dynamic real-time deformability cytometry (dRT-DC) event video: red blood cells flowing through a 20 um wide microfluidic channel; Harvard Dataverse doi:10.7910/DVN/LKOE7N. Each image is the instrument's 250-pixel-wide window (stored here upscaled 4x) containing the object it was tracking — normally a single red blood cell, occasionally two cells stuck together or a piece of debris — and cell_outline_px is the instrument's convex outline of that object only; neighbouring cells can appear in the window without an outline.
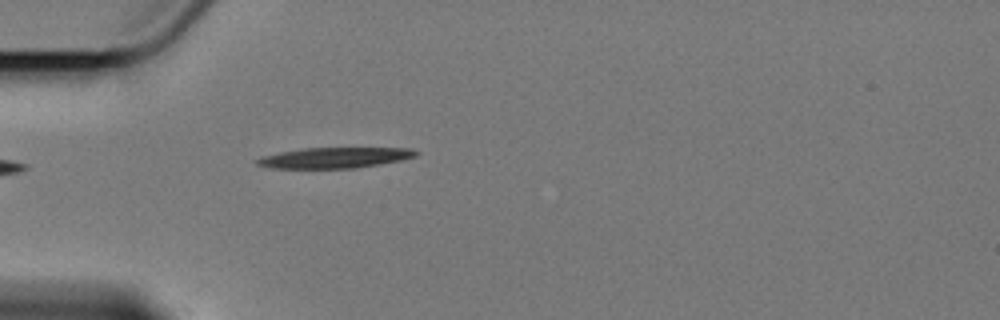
{"species": "Egyptian fruit bat (a non-hibernating species)", "species_latin": "Rousettus aegyptiacus", "temperature_condition": "cold", "stored_images_in_passage": 5, "segment_of_instrument_passage": [2, 2], "camera_frame_rate_fps": 3000, "um_per_image_px": 0.085, "animal": {"sex": "female"}, "frame": {"image": 1, "passage_image": 5, "time_ms": 5.667, "image_size_px": [1000, 320], "cell_outline_px": [[420, 152], [416, 156], [400, 160], [380, 164], [352, 168], [272, 168], [256, 164], [252, 160], [260, 156], [280, 152], [304, 148], [412, 148]], "centroid_in_image_um": [28.4, 13.4], "position_along_channel_um": 56.6, "area_um2": 19.13}}